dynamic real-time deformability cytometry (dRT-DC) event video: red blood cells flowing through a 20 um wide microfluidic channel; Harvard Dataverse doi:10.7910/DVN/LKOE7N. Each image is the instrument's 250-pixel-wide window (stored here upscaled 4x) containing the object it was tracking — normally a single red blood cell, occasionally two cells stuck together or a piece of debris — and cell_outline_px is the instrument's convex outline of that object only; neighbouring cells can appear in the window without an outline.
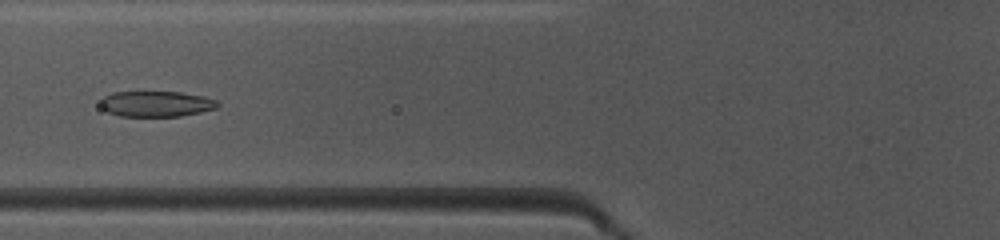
{"species": "common noctule bat (a hibernating species)", "species_latin": "Nyctalus noctula", "temperature_condition": "warm", "stored_images_in_passage": 32, "camera_frame_rate_fps": 3000, "um_per_image_px": 0.085, "animal": {"sex": "female", "body_mass_g": 10.0, "forearm_length_mm": 53.1}, "frame": {"image": 1, "passage_image": 6, "time_ms": 1.667, "image_size_px": [1000, 240], "cell_outline_px": [[220, 104], [216, 108], [200, 112], [180, 116], [120, 116], [108, 112], [100, 108], [100, 100], [104, 96], [112, 92], [180, 92], [204, 96], [216, 100]], "centroid_in_image_um": [13.25, 8.83], "position_along_channel_um": 112.5, "area_um2": 17.57}}
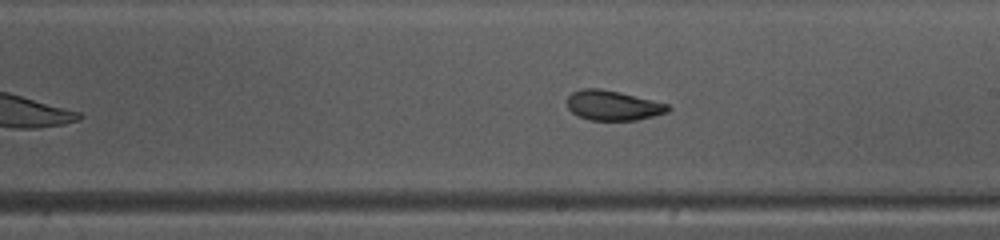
{"frame": {"image": 2, "passage_image": 15, "time_ms": 4.667, "image_size_px": [1000, 240], "cell_outline_px": [[672, 108], [668, 112], [636, 120], [588, 120], [576, 116], [568, 108], [568, 96], [572, 92], [580, 88], [600, 88], [620, 92], [668, 104]], "centroid_in_image_um": [52.07, 8.96], "position_along_channel_um": 236.9, "area_um2": 17.63}}
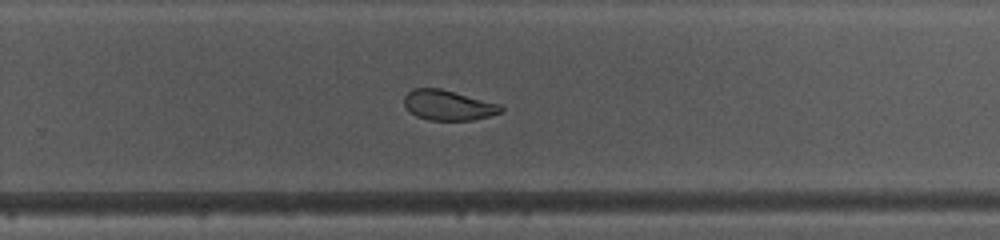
{"frame": {"image": 3, "passage_image": 19, "time_ms": 6.0, "image_size_px": [1000, 240], "cell_outline_px": [[504, 112], [472, 120], [428, 120], [416, 116], [408, 112], [404, 104], [404, 96], [408, 92], [416, 88], [440, 88], [500, 104], [504, 108]], "centroid_in_image_um": [38.09, 8.95], "position_along_channel_um": 291.7, "area_um2": 17.05}, "authors_computed_cell_mechanics": {"area_um2": 18.1203, "velocity_mm_per_s": 4.1319, "shape_relaxation_time_tau1_ms": 2.8862, "shape_relaxation_time_tau2_ms": 1.965, "deformation_change_tau1": 0.1397, "deformation_change_tau2": 0.0716}}